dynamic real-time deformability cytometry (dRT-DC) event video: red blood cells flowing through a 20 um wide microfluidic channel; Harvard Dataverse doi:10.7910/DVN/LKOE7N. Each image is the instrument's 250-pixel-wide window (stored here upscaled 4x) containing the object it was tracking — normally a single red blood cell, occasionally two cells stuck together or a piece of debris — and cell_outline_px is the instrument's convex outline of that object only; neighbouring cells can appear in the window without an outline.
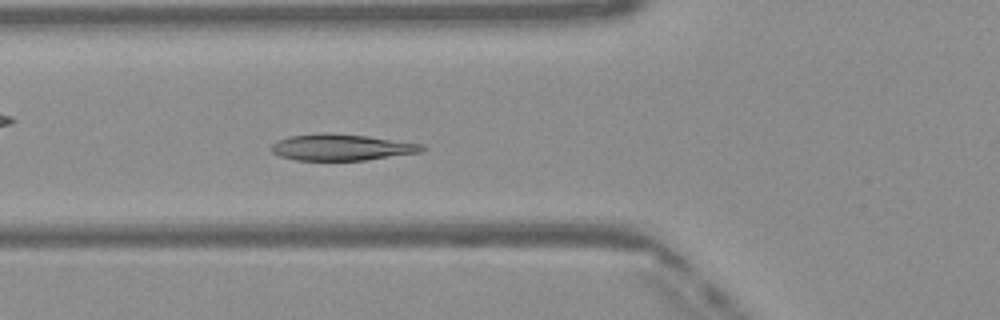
{"species": "Egyptian fruit bat (a non-hibernating species)", "species_latin": "Rousettus aegyptiacus", "temperature_condition": "warm", "stored_images_in_passage": 48, "camera_frame_rate_fps": 3000, "um_per_image_px": 0.085, "frame": {"image": 1, "passage_image": 16, "time_ms": 5.0, "image_size_px": [1000, 320], "cell_outline_px": [[428, 148], [424, 152], [364, 160], [296, 160], [280, 156], [272, 152], [268, 148], [276, 140], [288, 136], [324, 132], [368, 136], [424, 144]], "centroid_in_image_um": [29.04, 12.51], "position_along_channel_um": 96.8, "area_um2": 23.47}}
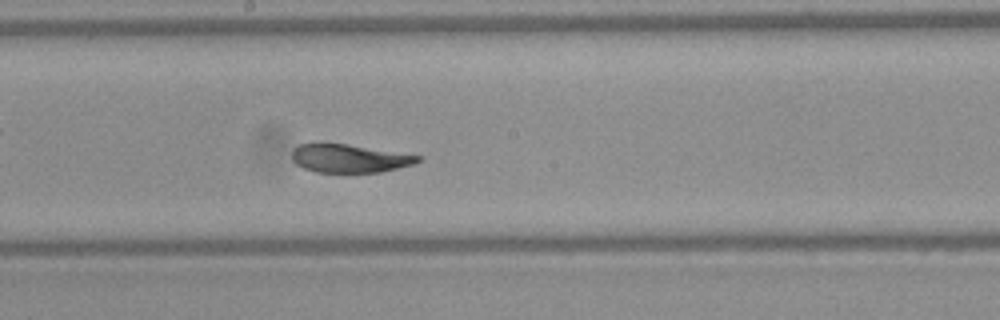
{"frame": {"image": 2, "passage_image": 25, "time_ms": 8.0, "image_size_px": [1000, 320], "cell_outline_px": [[424, 156], [416, 164], [380, 172], [316, 172], [304, 168], [296, 164], [292, 160], [292, 148], [300, 144], [348, 144]], "centroid_in_image_um": [29.73, 13.47], "position_along_channel_um": 218.5, "area_um2": 20.75}}
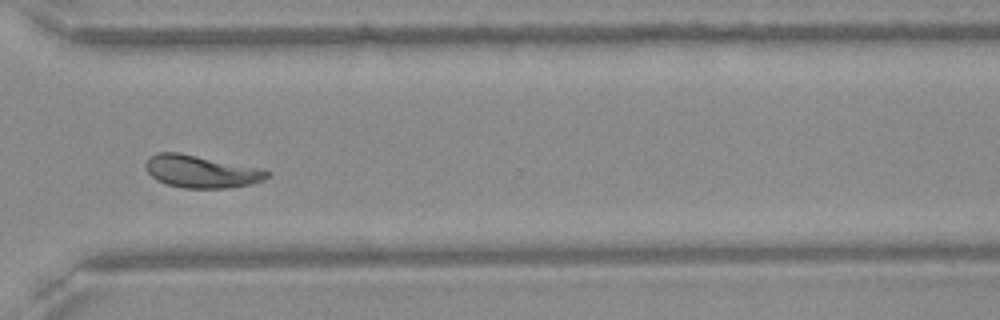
{"frame": {"image": 3, "passage_image": 35, "time_ms": 11.333, "image_size_px": [1000, 320], "cell_outline_px": [[272, 176], [264, 180], [248, 184], [224, 188], [184, 188], [168, 184], [156, 180], [148, 172], [144, 164], [148, 156], [160, 152], [180, 152], [260, 168], [272, 172]], "centroid_in_image_um": [17.1, 14.56], "position_along_channel_um": 353.5, "area_um2": 23.06}}